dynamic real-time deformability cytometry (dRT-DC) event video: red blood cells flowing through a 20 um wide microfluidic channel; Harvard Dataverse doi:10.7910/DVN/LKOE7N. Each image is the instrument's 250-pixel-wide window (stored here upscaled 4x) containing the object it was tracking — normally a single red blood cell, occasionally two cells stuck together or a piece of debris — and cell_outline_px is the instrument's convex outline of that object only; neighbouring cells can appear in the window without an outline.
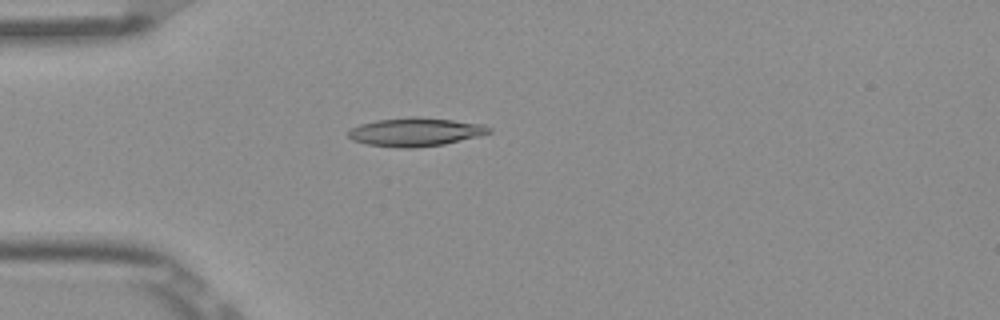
{"species": "Egyptian fruit bat (a non-hibernating species)", "species_latin": "Rousettus aegyptiacus", "temperature_condition": "room temperature", "stored_images_in_passage": 44, "camera_frame_rate_fps": 3000, "um_per_image_px": 0.085, "frame": {"image": 1, "passage_image": 6, "time_ms": 1.667, "image_size_px": [1000, 320], "cell_outline_px": [[492, 132], [480, 136], [444, 144], [416, 148], [396, 148], [364, 144], [352, 140], [348, 136], [348, 132], [352, 128], [360, 124], [376, 120], [412, 116], [416, 116], [452, 120], [484, 124], [492, 128]], "centroid_in_image_um": [35.32, 11.22], "position_along_channel_um": 49.7, "area_um2": 23.64}}
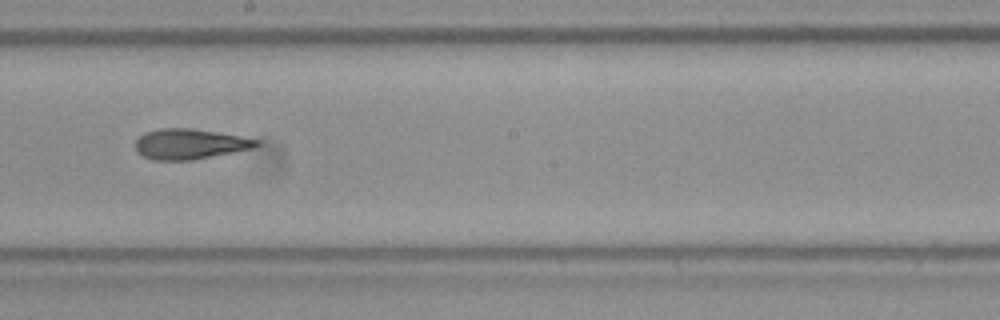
{"frame": {"image": 2, "passage_image": 21, "time_ms": 6.667, "image_size_px": [1000, 320], "cell_outline_px": [[260, 144], [252, 148], [192, 160], [152, 160], [144, 156], [136, 148], [136, 140], [144, 132], [160, 128], [192, 128], [240, 136], [260, 140]], "centroid_in_image_um": [16.12, 12.23], "position_along_channel_um": 232.1, "area_um2": 21.15}}
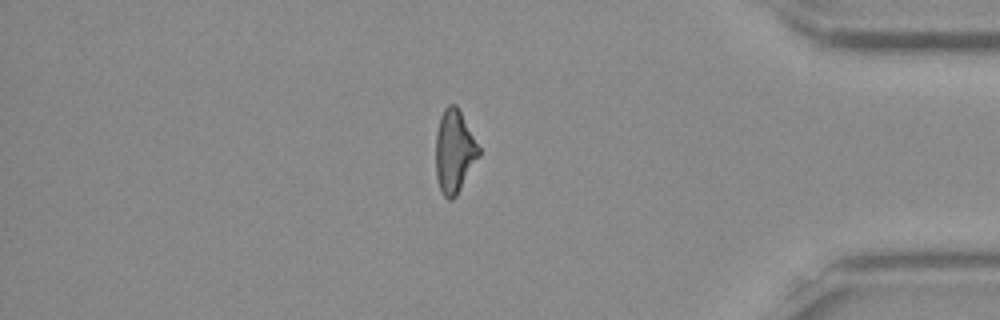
{"frame": {"image": 3, "passage_image": 36, "time_ms": 11.667, "image_size_px": [1000, 320], "cell_outline_px": [[480, 156], [456, 196], [452, 200], [448, 200], [444, 196], [440, 188], [436, 176], [436, 132], [440, 116], [444, 108], [448, 104], [456, 104], [480, 148]], "centroid_in_image_um": [38.61, 12.87], "position_along_channel_um": 396.6, "area_um2": 20.81}, "authors_computed_cell_mechanics": {"area_um2": 21.4438, "velocity_mm_per_s": 3.9013, "shape_relaxation_time_tau1_ms": 5.8431, "shape_relaxation_time_tau2_ms": 2.796, "deformation_change_tau1": 0.202, "deformation_change_tau2": 0.1279}}